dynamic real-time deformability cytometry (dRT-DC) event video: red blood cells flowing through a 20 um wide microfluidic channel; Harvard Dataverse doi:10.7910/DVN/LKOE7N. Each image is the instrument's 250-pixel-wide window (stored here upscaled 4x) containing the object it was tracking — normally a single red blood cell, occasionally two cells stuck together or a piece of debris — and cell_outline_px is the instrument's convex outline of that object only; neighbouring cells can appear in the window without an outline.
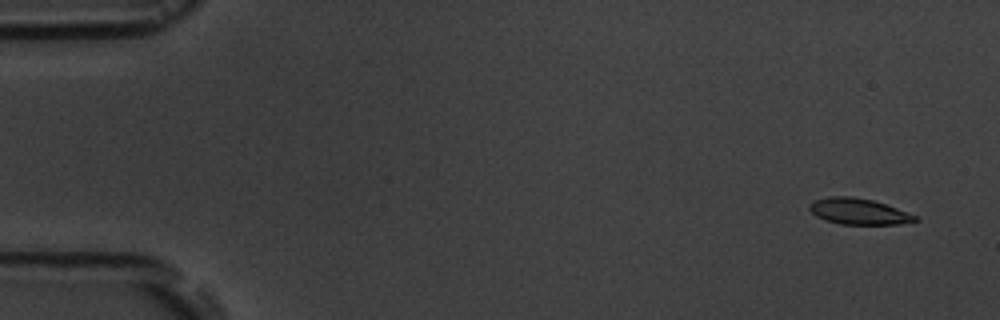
{"species": "common noctule bat (a hibernating species)", "species_latin": "Nyctalus noctula", "temperature_condition": "room temperature", "stored_images_in_passage": 4, "camera_frame_rate_fps": 3000, "um_per_image_px": 0.085, "animal": {"sex": "male", "body_mass_g": 19.5, "forearm_length_mm": 54.6}, "frame": {"image": 1, "passage_image": 1, "time_ms": 0.0, "image_size_px": [1000, 320], "cell_outline_px": [[920, 220], [900, 224], [840, 224], [824, 220], [816, 216], [808, 208], [808, 204], [816, 200], [828, 196], [852, 196], [872, 200], [896, 208], [916, 216]], "centroid_in_image_um": [72.94, 17.97], "position_along_channel_um": 12.1, "area_um2": 15.95}}